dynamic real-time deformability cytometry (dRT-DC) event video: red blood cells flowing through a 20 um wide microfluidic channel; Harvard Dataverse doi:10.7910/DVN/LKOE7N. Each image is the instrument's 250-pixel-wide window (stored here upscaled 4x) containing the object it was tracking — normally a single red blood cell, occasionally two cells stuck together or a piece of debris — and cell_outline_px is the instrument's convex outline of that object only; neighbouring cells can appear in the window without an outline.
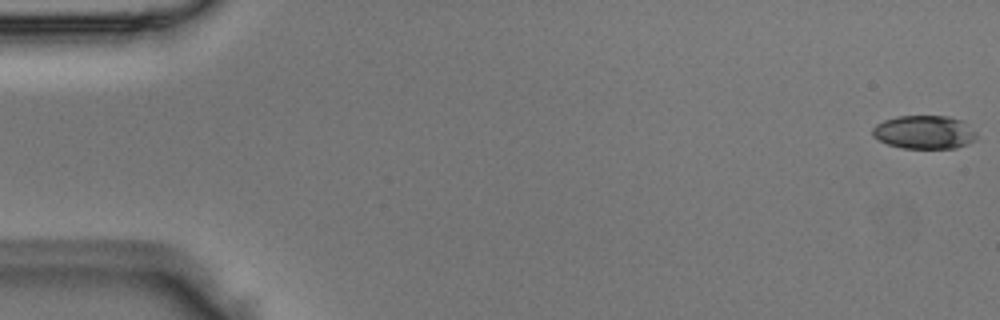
{"species": "Egyptian fruit bat (a non-hibernating species)", "species_latin": "Rousettus aegyptiacus", "temperature_condition": "room temperature", "stored_images_in_passage": 51, "camera_frame_rate_fps": 3000, "um_per_image_px": 0.085, "animal": {"sex": "male"}, "frame": {"image": 1, "passage_image": 1, "time_ms": 0.0, "image_size_px": [1000, 320], "cell_outline_px": [[976, 140], [968, 144], [956, 148], [904, 148], [888, 144], [872, 136], [872, 128], [876, 124], [884, 120], [896, 116], [948, 116], [964, 120], [976, 132]], "centroid_in_image_um": [78.59, 11.23], "position_along_channel_um": 6.4, "area_um2": 20.46}}
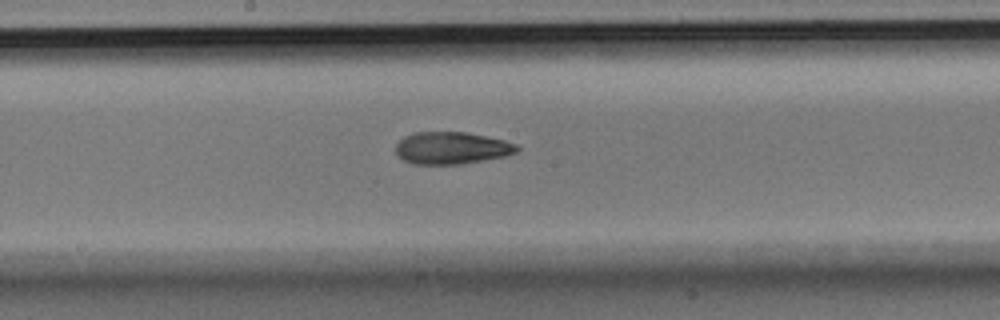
{"frame": {"image": 2, "passage_image": 27, "time_ms": 8.667, "image_size_px": [1000, 320], "cell_outline_px": [[520, 148], [516, 152], [504, 156], [460, 164], [412, 164], [404, 160], [396, 152], [396, 144], [404, 136], [412, 132], [464, 132], [504, 140], [516, 144]], "centroid_in_image_um": [38.36, 12.57], "position_along_channel_um": 209.8, "area_um2": 22.54}}
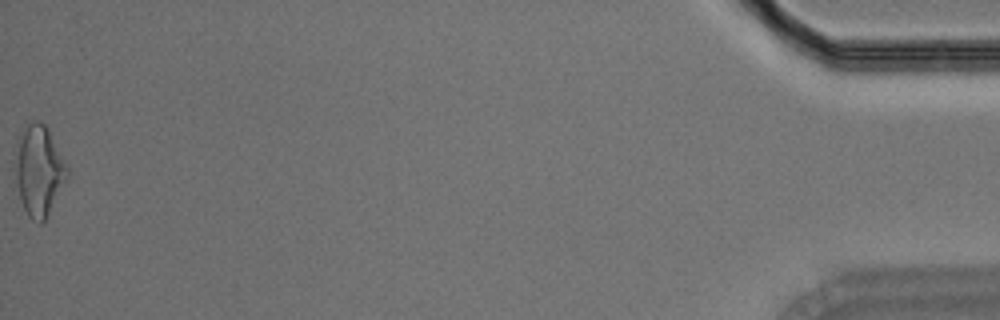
{"frame": {"image": 3, "passage_image": 51, "time_ms": 16.667, "image_size_px": [1000, 320], "cell_outline_px": [[68, 176], [44, 220], [40, 224], [32, 220], [28, 216], [20, 200], [12, 168], [16, 136], [32, 120], [36, 120], [44, 124], [48, 128], [68, 164]], "centroid_in_image_um": [3.25, 14.43], "position_along_channel_um": 431.9, "area_um2": 28.09}}